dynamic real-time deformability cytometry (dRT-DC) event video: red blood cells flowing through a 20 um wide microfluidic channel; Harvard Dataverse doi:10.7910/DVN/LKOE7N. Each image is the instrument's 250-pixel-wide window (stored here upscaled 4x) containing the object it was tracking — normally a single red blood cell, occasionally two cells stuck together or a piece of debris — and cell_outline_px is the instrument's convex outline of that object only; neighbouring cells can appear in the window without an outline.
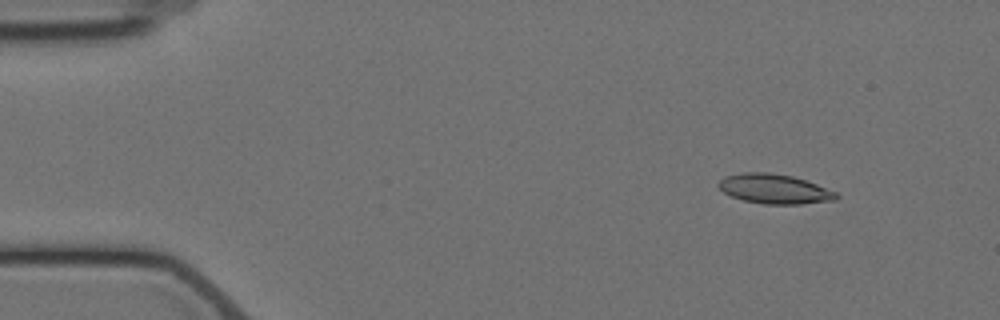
{"species": "Egyptian fruit bat (a non-hibernating species)", "species_latin": "Rousettus aegyptiacus", "temperature_condition": "cold", "stored_images_in_passage": 3, "camera_frame_rate_fps": 3000, "um_per_image_px": 0.085, "animal": {"sex": "female"}, "frame": {"image": 1, "passage_image": 1, "time_ms": 0.0, "image_size_px": [1000, 320], "cell_outline_px": [[840, 196], [836, 200], [800, 204], [764, 204], [744, 200], [732, 196], [724, 192], [716, 184], [724, 176], [740, 172], [768, 172], [792, 176], [816, 184], [836, 192]], "centroid_in_image_um": [65.81, 16.05], "position_along_channel_um": 19.2, "area_um2": 20.29}}